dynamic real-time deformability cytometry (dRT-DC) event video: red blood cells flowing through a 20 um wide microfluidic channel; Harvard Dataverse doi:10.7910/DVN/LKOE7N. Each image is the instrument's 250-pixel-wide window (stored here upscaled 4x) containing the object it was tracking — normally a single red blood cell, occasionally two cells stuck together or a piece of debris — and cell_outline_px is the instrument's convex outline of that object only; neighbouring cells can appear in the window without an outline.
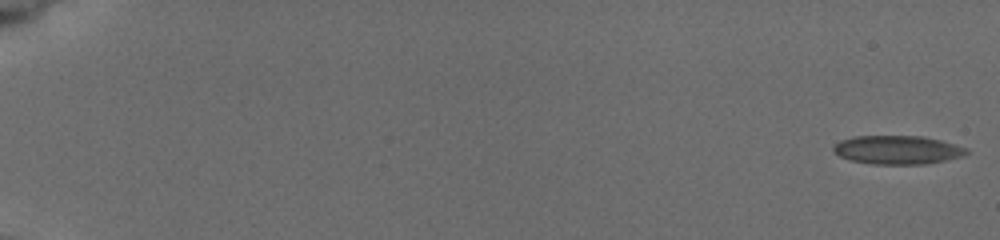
{"species": "common noctule bat (a hibernating species)", "species_latin": "Nyctalus noctula", "temperature_condition": "cold", "stored_images_in_passage": 16, "camera_frame_rate_fps": 3000, "um_per_image_px": 0.085, "animal": {"sex": "female", "body_mass_g": 19.5, "forearm_length_mm": 54.1}, "frame": {"image": 1, "passage_image": 1, "time_ms": 0.0, "image_size_px": [1000, 240], "cell_outline_px": [[968, 152], [964, 156], [924, 164], [872, 164], [848, 160], [840, 156], [832, 148], [832, 144], [840, 140], [852, 136], [924, 136], [940, 140], [968, 148]], "centroid_in_image_um": [76.25, 12.73], "position_along_channel_um": 8.7, "area_um2": 22.31}}
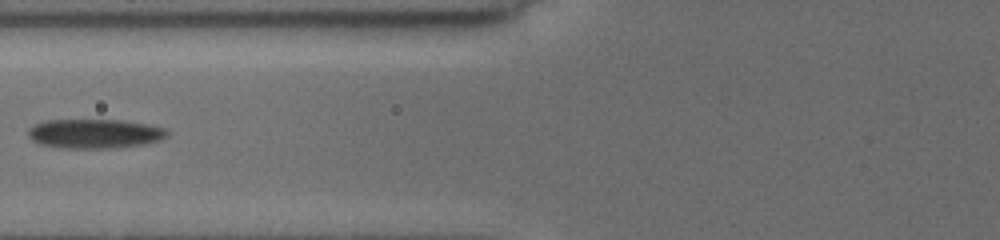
{"frame": {"image": 2, "passage_image": 10, "time_ms": 8.0, "image_size_px": [1000, 240], "cell_outline_px": [[168, 136], [160, 140], [144, 144], [108, 148], [60, 148], [40, 144], [32, 140], [28, 136], [28, 128], [32, 124], [44, 120], [120, 120], [148, 124], [164, 128], [168, 132]], "centroid_in_image_um": [8.0, 11.35], "position_along_channel_um": 117.8, "area_um2": 23.87}}
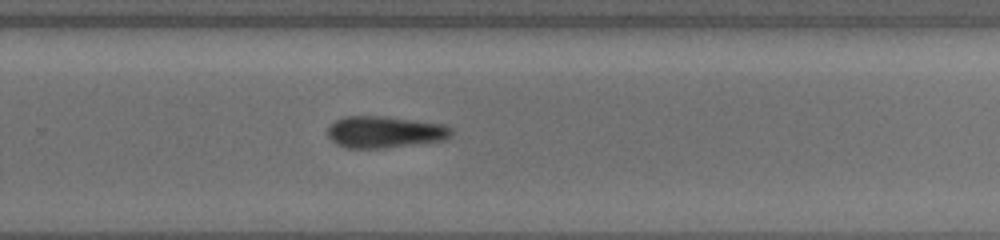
{"frame": {"image": 3, "passage_image": 16, "time_ms": 12.667, "image_size_px": [1000, 240], "cell_outline_px": [[452, 136], [444, 140], [384, 148], [348, 148], [336, 144], [328, 136], [328, 128], [336, 120], [344, 116], [380, 116], [444, 124], [452, 128]], "centroid_in_image_um": [32.71, 11.22], "position_along_channel_um": 297.1, "area_um2": 22.72}}